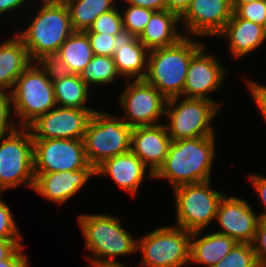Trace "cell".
<instances>
[{"instance_id":"8992f818","label":"cell","mask_w":266,"mask_h":267,"mask_svg":"<svg viewBox=\"0 0 266 267\" xmlns=\"http://www.w3.org/2000/svg\"><path fill=\"white\" fill-rule=\"evenodd\" d=\"M118 118L95 110L88 121L83 141L87 160L95 169L105 160L131 151L133 128Z\"/></svg>"},{"instance_id":"5b68a950","label":"cell","mask_w":266,"mask_h":267,"mask_svg":"<svg viewBox=\"0 0 266 267\" xmlns=\"http://www.w3.org/2000/svg\"><path fill=\"white\" fill-rule=\"evenodd\" d=\"M38 65L31 63L16 79L11 91L15 114L23 119L18 122L21 127H28L38 117L57 106L52 67L49 63L40 62Z\"/></svg>"},{"instance_id":"7a4b0ae2","label":"cell","mask_w":266,"mask_h":267,"mask_svg":"<svg viewBox=\"0 0 266 267\" xmlns=\"http://www.w3.org/2000/svg\"><path fill=\"white\" fill-rule=\"evenodd\" d=\"M215 136L172 141L163 165L153 178L169 180L173 188L210 180Z\"/></svg>"},{"instance_id":"277c9868","label":"cell","mask_w":266,"mask_h":267,"mask_svg":"<svg viewBox=\"0 0 266 267\" xmlns=\"http://www.w3.org/2000/svg\"><path fill=\"white\" fill-rule=\"evenodd\" d=\"M78 223L86 241V248L94 254L89 260L95 267L122 266L120 262L115 261V257L137 251V240L123 229L119 219L114 216L82 214Z\"/></svg>"},{"instance_id":"1f68e13d","label":"cell","mask_w":266,"mask_h":267,"mask_svg":"<svg viewBox=\"0 0 266 267\" xmlns=\"http://www.w3.org/2000/svg\"><path fill=\"white\" fill-rule=\"evenodd\" d=\"M84 32H97L113 36L122 34L124 30L121 12L115 8L109 12L99 15L93 21L89 29Z\"/></svg>"},{"instance_id":"7402d4cb","label":"cell","mask_w":266,"mask_h":267,"mask_svg":"<svg viewBox=\"0 0 266 267\" xmlns=\"http://www.w3.org/2000/svg\"><path fill=\"white\" fill-rule=\"evenodd\" d=\"M178 22H180V17L174 12L168 10L154 11L151 19L137 38L149 51L171 46L185 36L177 31Z\"/></svg>"},{"instance_id":"4fadbf2b","label":"cell","mask_w":266,"mask_h":267,"mask_svg":"<svg viewBox=\"0 0 266 267\" xmlns=\"http://www.w3.org/2000/svg\"><path fill=\"white\" fill-rule=\"evenodd\" d=\"M94 111V109L56 106L49 112L38 117L28 128L33 140H83L88 121Z\"/></svg>"},{"instance_id":"7c38bea8","label":"cell","mask_w":266,"mask_h":267,"mask_svg":"<svg viewBox=\"0 0 266 267\" xmlns=\"http://www.w3.org/2000/svg\"><path fill=\"white\" fill-rule=\"evenodd\" d=\"M120 95V106L125 112L122 120L130 127L157 125L165 114L167 99L144 79L127 82Z\"/></svg>"},{"instance_id":"ac0fdd59","label":"cell","mask_w":266,"mask_h":267,"mask_svg":"<svg viewBox=\"0 0 266 267\" xmlns=\"http://www.w3.org/2000/svg\"><path fill=\"white\" fill-rule=\"evenodd\" d=\"M33 189L44 198L57 203H64L84 186L95 174V169L76 171L34 173Z\"/></svg>"},{"instance_id":"8d00e7d4","label":"cell","mask_w":266,"mask_h":267,"mask_svg":"<svg viewBox=\"0 0 266 267\" xmlns=\"http://www.w3.org/2000/svg\"><path fill=\"white\" fill-rule=\"evenodd\" d=\"M247 84L251 91V95L266 122V86L257 84V82L253 81H247Z\"/></svg>"},{"instance_id":"83f0119b","label":"cell","mask_w":266,"mask_h":267,"mask_svg":"<svg viewBox=\"0 0 266 267\" xmlns=\"http://www.w3.org/2000/svg\"><path fill=\"white\" fill-rule=\"evenodd\" d=\"M81 79L89 84H106L113 82L119 76L114 58L104 55H94L84 70L79 74Z\"/></svg>"},{"instance_id":"8fae6325","label":"cell","mask_w":266,"mask_h":267,"mask_svg":"<svg viewBox=\"0 0 266 267\" xmlns=\"http://www.w3.org/2000/svg\"><path fill=\"white\" fill-rule=\"evenodd\" d=\"M34 173L95 169L86 157L83 140H33Z\"/></svg>"},{"instance_id":"d6a6232c","label":"cell","mask_w":266,"mask_h":267,"mask_svg":"<svg viewBox=\"0 0 266 267\" xmlns=\"http://www.w3.org/2000/svg\"><path fill=\"white\" fill-rule=\"evenodd\" d=\"M235 13L240 18L261 25L266 29V9L263 0L241 5Z\"/></svg>"},{"instance_id":"603a6c76","label":"cell","mask_w":266,"mask_h":267,"mask_svg":"<svg viewBox=\"0 0 266 267\" xmlns=\"http://www.w3.org/2000/svg\"><path fill=\"white\" fill-rule=\"evenodd\" d=\"M12 37L0 45V89L2 90H12L16 79L32 63L21 38L17 34Z\"/></svg>"},{"instance_id":"30bf717a","label":"cell","mask_w":266,"mask_h":267,"mask_svg":"<svg viewBox=\"0 0 266 267\" xmlns=\"http://www.w3.org/2000/svg\"><path fill=\"white\" fill-rule=\"evenodd\" d=\"M177 227L187 231L203 230L215 220L223 192L211 190L210 180L174 188Z\"/></svg>"},{"instance_id":"e575fe53","label":"cell","mask_w":266,"mask_h":267,"mask_svg":"<svg viewBox=\"0 0 266 267\" xmlns=\"http://www.w3.org/2000/svg\"><path fill=\"white\" fill-rule=\"evenodd\" d=\"M0 239H22L10 208L0 200Z\"/></svg>"},{"instance_id":"52a82bcc","label":"cell","mask_w":266,"mask_h":267,"mask_svg":"<svg viewBox=\"0 0 266 267\" xmlns=\"http://www.w3.org/2000/svg\"><path fill=\"white\" fill-rule=\"evenodd\" d=\"M178 99L179 97L167 100L164 114L170 119V123L165 124V127L172 141L215 135L210 123L221 103H216L215 100L185 97L177 104Z\"/></svg>"},{"instance_id":"6da1fadb","label":"cell","mask_w":266,"mask_h":267,"mask_svg":"<svg viewBox=\"0 0 266 267\" xmlns=\"http://www.w3.org/2000/svg\"><path fill=\"white\" fill-rule=\"evenodd\" d=\"M27 29L17 35L35 63H49L60 46L74 32L68 7L63 0H43Z\"/></svg>"},{"instance_id":"4316f807","label":"cell","mask_w":266,"mask_h":267,"mask_svg":"<svg viewBox=\"0 0 266 267\" xmlns=\"http://www.w3.org/2000/svg\"><path fill=\"white\" fill-rule=\"evenodd\" d=\"M68 7L74 31H86L101 14L115 8L114 0H63Z\"/></svg>"},{"instance_id":"ab89813d","label":"cell","mask_w":266,"mask_h":267,"mask_svg":"<svg viewBox=\"0 0 266 267\" xmlns=\"http://www.w3.org/2000/svg\"><path fill=\"white\" fill-rule=\"evenodd\" d=\"M21 239H0V260L8 259L22 244Z\"/></svg>"},{"instance_id":"9a60e30c","label":"cell","mask_w":266,"mask_h":267,"mask_svg":"<svg viewBox=\"0 0 266 267\" xmlns=\"http://www.w3.org/2000/svg\"><path fill=\"white\" fill-rule=\"evenodd\" d=\"M230 0H192L180 17L193 36L218 35L232 16Z\"/></svg>"},{"instance_id":"ee69618b","label":"cell","mask_w":266,"mask_h":267,"mask_svg":"<svg viewBox=\"0 0 266 267\" xmlns=\"http://www.w3.org/2000/svg\"><path fill=\"white\" fill-rule=\"evenodd\" d=\"M258 0H230L232 11L235 12L241 5Z\"/></svg>"},{"instance_id":"f1b7e54d","label":"cell","mask_w":266,"mask_h":267,"mask_svg":"<svg viewBox=\"0 0 266 267\" xmlns=\"http://www.w3.org/2000/svg\"><path fill=\"white\" fill-rule=\"evenodd\" d=\"M212 267H259L252 244L237 243L232 250Z\"/></svg>"},{"instance_id":"44dd1931","label":"cell","mask_w":266,"mask_h":267,"mask_svg":"<svg viewBox=\"0 0 266 267\" xmlns=\"http://www.w3.org/2000/svg\"><path fill=\"white\" fill-rule=\"evenodd\" d=\"M229 41L233 56L241 58L261 45L266 39V29L251 21L240 18L235 12L218 34Z\"/></svg>"},{"instance_id":"836d02e7","label":"cell","mask_w":266,"mask_h":267,"mask_svg":"<svg viewBox=\"0 0 266 267\" xmlns=\"http://www.w3.org/2000/svg\"><path fill=\"white\" fill-rule=\"evenodd\" d=\"M11 105V92L8 94V91L0 89V137L11 134L17 128L13 118L10 120Z\"/></svg>"},{"instance_id":"cb8c5ba5","label":"cell","mask_w":266,"mask_h":267,"mask_svg":"<svg viewBox=\"0 0 266 267\" xmlns=\"http://www.w3.org/2000/svg\"><path fill=\"white\" fill-rule=\"evenodd\" d=\"M200 232L201 230L191 233L189 262L212 267L221 261L237 244L234 239L217 232L199 238Z\"/></svg>"},{"instance_id":"60d3db41","label":"cell","mask_w":266,"mask_h":267,"mask_svg":"<svg viewBox=\"0 0 266 267\" xmlns=\"http://www.w3.org/2000/svg\"><path fill=\"white\" fill-rule=\"evenodd\" d=\"M128 5L147 8L153 11L167 10L166 0H122Z\"/></svg>"},{"instance_id":"d4e9b609","label":"cell","mask_w":266,"mask_h":267,"mask_svg":"<svg viewBox=\"0 0 266 267\" xmlns=\"http://www.w3.org/2000/svg\"><path fill=\"white\" fill-rule=\"evenodd\" d=\"M148 55L149 50L136 36H126L113 56L119 75L127 77L126 79L136 75V80L144 79L147 73Z\"/></svg>"},{"instance_id":"d590c367","label":"cell","mask_w":266,"mask_h":267,"mask_svg":"<svg viewBox=\"0 0 266 267\" xmlns=\"http://www.w3.org/2000/svg\"><path fill=\"white\" fill-rule=\"evenodd\" d=\"M252 245L259 267H266V219H260Z\"/></svg>"},{"instance_id":"b9f144b4","label":"cell","mask_w":266,"mask_h":267,"mask_svg":"<svg viewBox=\"0 0 266 267\" xmlns=\"http://www.w3.org/2000/svg\"><path fill=\"white\" fill-rule=\"evenodd\" d=\"M192 0H166V7L168 11L176 13L181 17L189 8Z\"/></svg>"},{"instance_id":"74e56055","label":"cell","mask_w":266,"mask_h":267,"mask_svg":"<svg viewBox=\"0 0 266 267\" xmlns=\"http://www.w3.org/2000/svg\"><path fill=\"white\" fill-rule=\"evenodd\" d=\"M252 185L255 187L257 196H259L262 204L264 205L265 212L259 214L260 219H266V177L258 175H250Z\"/></svg>"},{"instance_id":"2e32d148","label":"cell","mask_w":266,"mask_h":267,"mask_svg":"<svg viewBox=\"0 0 266 267\" xmlns=\"http://www.w3.org/2000/svg\"><path fill=\"white\" fill-rule=\"evenodd\" d=\"M227 70L202 46L191 58L186 74L183 98L212 100L207 94L220 88Z\"/></svg>"},{"instance_id":"d6986e66","label":"cell","mask_w":266,"mask_h":267,"mask_svg":"<svg viewBox=\"0 0 266 267\" xmlns=\"http://www.w3.org/2000/svg\"><path fill=\"white\" fill-rule=\"evenodd\" d=\"M146 168L141 159L129 151L105 160L95 169V174L110 175L121 189L134 195L145 176Z\"/></svg>"},{"instance_id":"3957f363","label":"cell","mask_w":266,"mask_h":267,"mask_svg":"<svg viewBox=\"0 0 266 267\" xmlns=\"http://www.w3.org/2000/svg\"><path fill=\"white\" fill-rule=\"evenodd\" d=\"M202 46L201 42L184 36L171 46L150 50L144 80L167 100L181 97L191 58Z\"/></svg>"},{"instance_id":"5bb4252c","label":"cell","mask_w":266,"mask_h":267,"mask_svg":"<svg viewBox=\"0 0 266 267\" xmlns=\"http://www.w3.org/2000/svg\"><path fill=\"white\" fill-rule=\"evenodd\" d=\"M221 233L237 243L252 244L260 217L252 211L245 200L237 197H224L219 203L216 218Z\"/></svg>"},{"instance_id":"9c48e42d","label":"cell","mask_w":266,"mask_h":267,"mask_svg":"<svg viewBox=\"0 0 266 267\" xmlns=\"http://www.w3.org/2000/svg\"><path fill=\"white\" fill-rule=\"evenodd\" d=\"M191 231L159 227L137 240L144 267H182L190 261Z\"/></svg>"},{"instance_id":"ffe728a7","label":"cell","mask_w":266,"mask_h":267,"mask_svg":"<svg viewBox=\"0 0 266 267\" xmlns=\"http://www.w3.org/2000/svg\"><path fill=\"white\" fill-rule=\"evenodd\" d=\"M94 54L87 34L74 31L60 46L49 64L52 69L66 74H80Z\"/></svg>"},{"instance_id":"ba28073f","label":"cell","mask_w":266,"mask_h":267,"mask_svg":"<svg viewBox=\"0 0 266 267\" xmlns=\"http://www.w3.org/2000/svg\"><path fill=\"white\" fill-rule=\"evenodd\" d=\"M20 129L0 137V192L25 184L34 187L33 138L28 127Z\"/></svg>"},{"instance_id":"f546056e","label":"cell","mask_w":266,"mask_h":267,"mask_svg":"<svg viewBox=\"0 0 266 267\" xmlns=\"http://www.w3.org/2000/svg\"><path fill=\"white\" fill-rule=\"evenodd\" d=\"M122 15L123 30L127 36L138 37L151 19L153 10L129 5Z\"/></svg>"},{"instance_id":"e0dca14e","label":"cell","mask_w":266,"mask_h":267,"mask_svg":"<svg viewBox=\"0 0 266 267\" xmlns=\"http://www.w3.org/2000/svg\"><path fill=\"white\" fill-rule=\"evenodd\" d=\"M172 139L164 123L134 127L132 131L131 151L150 169L149 177L163 165L169 152Z\"/></svg>"},{"instance_id":"7bdbcfd3","label":"cell","mask_w":266,"mask_h":267,"mask_svg":"<svg viewBox=\"0 0 266 267\" xmlns=\"http://www.w3.org/2000/svg\"><path fill=\"white\" fill-rule=\"evenodd\" d=\"M26 0H0V14L20 7Z\"/></svg>"},{"instance_id":"f6af8a7d","label":"cell","mask_w":266,"mask_h":267,"mask_svg":"<svg viewBox=\"0 0 266 267\" xmlns=\"http://www.w3.org/2000/svg\"><path fill=\"white\" fill-rule=\"evenodd\" d=\"M112 267H126L125 265H122V266H112Z\"/></svg>"},{"instance_id":"4dcf8cb0","label":"cell","mask_w":266,"mask_h":267,"mask_svg":"<svg viewBox=\"0 0 266 267\" xmlns=\"http://www.w3.org/2000/svg\"><path fill=\"white\" fill-rule=\"evenodd\" d=\"M89 38L94 55H104L113 57L115 51L120 46L123 39L127 36L125 32L117 36L110 34L85 32Z\"/></svg>"},{"instance_id":"f35d334b","label":"cell","mask_w":266,"mask_h":267,"mask_svg":"<svg viewBox=\"0 0 266 267\" xmlns=\"http://www.w3.org/2000/svg\"><path fill=\"white\" fill-rule=\"evenodd\" d=\"M24 246H20L8 259L0 260V267H28L27 256L21 254Z\"/></svg>"},{"instance_id":"484cf974","label":"cell","mask_w":266,"mask_h":267,"mask_svg":"<svg viewBox=\"0 0 266 267\" xmlns=\"http://www.w3.org/2000/svg\"><path fill=\"white\" fill-rule=\"evenodd\" d=\"M52 82L57 106L92 109L84 106L89 98V86L79 74H66L52 69Z\"/></svg>"}]
</instances>
